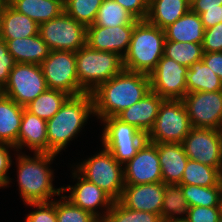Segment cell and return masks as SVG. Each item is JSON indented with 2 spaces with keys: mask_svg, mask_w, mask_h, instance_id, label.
<instances>
[{
  "mask_svg": "<svg viewBox=\"0 0 222 222\" xmlns=\"http://www.w3.org/2000/svg\"><path fill=\"white\" fill-rule=\"evenodd\" d=\"M103 0H64V11L86 27L94 24Z\"/></svg>",
  "mask_w": 222,
  "mask_h": 222,
  "instance_id": "35",
  "label": "cell"
},
{
  "mask_svg": "<svg viewBox=\"0 0 222 222\" xmlns=\"http://www.w3.org/2000/svg\"><path fill=\"white\" fill-rule=\"evenodd\" d=\"M164 100L157 93L149 91L141 100L124 109L116 117L147 135L154 125Z\"/></svg>",
  "mask_w": 222,
  "mask_h": 222,
  "instance_id": "19",
  "label": "cell"
},
{
  "mask_svg": "<svg viewBox=\"0 0 222 222\" xmlns=\"http://www.w3.org/2000/svg\"><path fill=\"white\" fill-rule=\"evenodd\" d=\"M69 97L70 95L63 91L47 89L25 106V109L48 121L59 111Z\"/></svg>",
  "mask_w": 222,
  "mask_h": 222,
  "instance_id": "30",
  "label": "cell"
},
{
  "mask_svg": "<svg viewBox=\"0 0 222 222\" xmlns=\"http://www.w3.org/2000/svg\"><path fill=\"white\" fill-rule=\"evenodd\" d=\"M222 207H189L186 222H218Z\"/></svg>",
  "mask_w": 222,
  "mask_h": 222,
  "instance_id": "39",
  "label": "cell"
},
{
  "mask_svg": "<svg viewBox=\"0 0 222 222\" xmlns=\"http://www.w3.org/2000/svg\"><path fill=\"white\" fill-rule=\"evenodd\" d=\"M120 4L136 20H146L148 3L144 0H114Z\"/></svg>",
  "mask_w": 222,
  "mask_h": 222,
  "instance_id": "42",
  "label": "cell"
},
{
  "mask_svg": "<svg viewBox=\"0 0 222 222\" xmlns=\"http://www.w3.org/2000/svg\"><path fill=\"white\" fill-rule=\"evenodd\" d=\"M124 182L130 185L163 182L157 143L146 140L125 164Z\"/></svg>",
  "mask_w": 222,
  "mask_h": 222,
  "instance_id": "15",
  "label": "cell"
},
{
  "mask_svg": "<svg viewBox=\"0 0 222 222\" xmlns=\"http://www.w3.org/2000/svg\"><path fill=\"white\" fill-rule=\"evenodd\" d=\"M138 21L114 0H103L94 24L89 26L115 27L135 25Z\"/></svg>",
  "mask_w": 222,
  "mask_h": 222,
  "instance_id": "33",
  "label": "cell"
},
{
  "mask_svg": "<svg viewBox=\"0 0 222 222\" xmlns=\"http://www.w3.org/2000/svg\"><path fill=\"white\" fill-rule=\"evenodd\" d=\"M202 61L222 80V52H203Z\"/></svg>",
  "mask_w": 222,
  "mask_h": 222,
  "instance_id": "44",
  "label": "cell"
},
{
  "mask_svg": "<svg viewBox=\"0 0 222 222\" xmlns=\"http://www.w3.org/2000/svg\"><path fill=\"white\" fill-rule=\"evenodd\" d=\"M14 146L17 152L27 146L34 153H48L47 121L24 108L17 143Z\"/></svg>",
  "mask_w": 222,
  "mask_h": 222,
  "instance_id": "20",
  "label": "cell"
},
{
  "mask_svg": "<svg viewBox=\"0 0 222 222\" xmlns=\"http://www.w3.org/2000/svg\"><path fill=\"white\" fill-rule=\"evenodd\" d=\"M186 85L187 93L222 90V80L202 60L189 67Z\"/></svg>",
  "mask_w": 222,
  "mask_h": 222,
  "instance_id": "28",
  "label": "cell"
},
{
  "mask_svg": "<svg viewBox=\"0 0 222 222\" xmlns=\"http://www.w3.org/2000/svg\"><path fill=\"white\" fill-rule=\"evenodd\" d=\"M135 25L115 27L87 26L86 45L91 49L126 54Z\"/></svg>",
  "mask_w": 222,
  "mask_h": 222,
  "instance_id": "17",
  "label": "cell"
},
{
  "mask_svg": "<svg viewBox=\"0 0 222 222\" xmlns=\"http://www.w3.org/2000/svg\"><path fill=\"white\" fill-rule=\"evenodd\" d=\"M207 9H222V0H190V10L200 15Z\"/></svg>",
  "mask_w": 222,
  "mask_h": 222,
  "instance_id": "45",
  "label": "cell"
},
{
  "mask_svg": "<svg viewBox=\"0 0 222 222\" xmlns=\"http://www.w3.org/2000/svg\"><path fill=\"white\" fill-rule=\"evenodd\" d=\"M190 10V0H152L146 20L164 30Z\"/></svg>",
  "mask_w": 222,
  "mask_h": 222,
  "instance_id": "25",
  "label": "cell"
},
{
  "mask_svg": "<svg viewBox=\"0 0 222 222\" xmlns=\"http://www.w3.org/2000/svg\"><path fill=\"white\" fill-rule=\"evenodd\" d=\"M188 69L163 55L149 74L151 91L163 99L182 100L187 94Z\"/></svg>",
  "mask_w": 222,
  "mask_h": 222,
  "instance_id": "13",
  "label": "cell"
},
{
  "mask_svg": "<svg viewBox=\"0 0 222 222\" xmlns=\"http://www.w3.org/2000/svg\"><path fill=\"white\" fill-rule=\"evenodd\" d=\"M182 100L192 127L222 130V90L191 92Z\"/></svg>",
  "mask_w": 222,
  "mask_h": 222,
  "instance_id": "14",
  "label": "cell"
},
{
  "mask_svg": "<svg viewBox=\"0 0 222 222\" xmlns=\"http://www.w3.org/2000/svg\"><path fill=\"white\" fill-rule=\"evenodd\" d=\"M102 134V147L107 148L118 163L124 165L138 152L147 140L146 134L117 117H106Z\"/></svg>",
  "mask_w": 222,
  "mask_h": 222,
  "instance_id": "8",
  "label": "cell"
},
{
  "mask_svg": "<svg viewBox=\"0 0 222 222\" xmlns=\"http://www.w3.org/2000/svg\"><path fill=\"white\" fill-rule=\"evenodd\" d=\"M222 181V173L215 167L188 159L179 184L201 187L217 186Z\"/></svg>",
  "mask_w": 222,
  "mask_h": 222,
  "instance_id": "31",
  "label": "cell"
},
{
  "mask_svg": "<svg viewBox=\"0 0 222 222\" xmlns=\"http://www.w3.org/2000/svg\"><path fill=\"white\" fill-rule=\"evenodd\" d=\"M165 40L164 30L147 20H139L122 58L123 69L149 75L164 55Z\"/></svg>",
  "mask_w": 222,
  "mask_h": 222,
  "instance_id": "4",
  "label": "cell"
},
{
  "mask_svg": "<svg viewBox=\"0 0 222 222\" xmlns=\"http://www.w3.org/2000/svg\"><path fill=\"white\" fill-rule=\"evenodd\" d=\"M76 165V171L86 180L97 185L114 201L122 195L124 182V166L117 162L107 148Z\"/></svg>",
  "mask_w": 222,
  "mask_h": 222,
  "instance_id": "6",
  "label": "cell"
},
{
  "mask_svg": "<svg viewBox=\"0 0 222 222\" xmlns=\"http://www.w3.org/2000/svg\"><path fill=\"white\" fill-rule=\"evenodd\" d=\"M38 33L50 51L76 52L86 45L87 27L65 11L54 19L41 23Z\"/></svg>",
  "mask_w": 222,
  "mask_h": 222,
  "instance_id": "9",
  "label": "cell"
},
{
  "mask_svg": "<svg viewBox=\"0 0 222 222\" xmlns=\"http://www.w3.org/2000/svg\"><path fill=\"white\" fill-rule=\"evenodd\" d=\"M188 203L180 184H164V197L160 218L163 222L185 221L188 217ZM180 215L177 217V215ZM185 216L183 217L182 215ZM182 216V217H181Z\"/></svg>",
  "mask_w": 222,
  "mask_h": 222,
  "instance_id": "29",
  "label": "cell"
},
{
  "mask_svg": "<svg viewBox=\"0 0 222 222\" xmlns=\"http://www.w3.org/2000/svg\"><path fill=\"white\" fill-rule=\"evenodd\" d=\"M39 25L31 18L15 10L9 3L0 18V38L5 42L16 38L37 35Z\"/></svg>",
  "mask_w": 222,
  "mask_h": 222,
  "instance_id": "23",
  "label": "cell"
},
{
  "mask_svg": "<svg viewBox=\"0 0 222 222\" xmlns=\"http://www.w3.org/2000/svg\"><path fill=\"white\" fill-rule=\"evenodd\" d=\"M164 184H179L188 162L182 143H157Z\"/></svg>",
  "mask_w": 222,
  "mask_h": 222,
  "instance_id": "21",
  "label": "cell"
},
{
  "mask_svg": "<svg viewBox=\"0 0 222 222\" xmlns=\"http://www.w3.org/2000/svg\"><path fill=\"white\" fill-rule=\"evenodd\" d=\"M180 186L189 207H222V181L212 187L185 184Z\"/></svg>",
  "mask_w": 222,
  "mask_h": 222,
  "instance_id": "32",
  "label": "cell"
},
{
  "mask_svg": "<svg viewBox=\"0 0 222 222\" xmlns=\"http://www.w3.org/2000/svg\"><path fill=\"white\" fill-rule=\"evenodd\" d=\"M203 52H222V22L205 29Z\"/></svg>",
  "mask_w": 222,
  "mask_h": 222,
  "instance_id": "40",
  "label": "cell"
},
{
  "mask_svg": "<svg viewBox=\"0 0 222 222\" xmlns=\"http://www.w3.org/2000/svg\"><path fill=\"white\" fill-rule=\"evenodd\" d=\"M28 205L36 210L27 215L25 222H57L55 199L50 202L28 203Z\"/></svg>",
  "mask_w": 222,
  "mask_h": 222,
  "instance_id": "38",
  "label": "cell"
},
{
  "mask_svg": "<svg viewBox=\"0 0 222 222\" xmlns=\"http://www.w3.org/2000/svg\"><path fill=\"white\" fill-rule=\"evenodd\" d=\"M204 31L200 15L191 10L164 29L166 40L196 44H202Z\"/></svg>",
  "mask_w": 222,
  "mask_h": 222,
  "instance_id": "24",
  "label": "cell"
},
{
  "mask_svg": "<svg viewBox=\"0 0 222 222\" xmlns=\"http://www.w3.org/2000/svg\"><path fill=\"white\" fill-rule=\"evenodd\" d=\"M182 145L190 160L215 167L222 173V130L192 127Z\"/></svg>",
  "mask_w": 222,
  "mask_h": 222,
  "instance_id": "12",
  "label": "cell"
},
{
  "mask_svg": "<svg viewBox=\"0 0 222 222\" xmlns=\"http://www.w3.org/2000/svg\"><path fill=\"white\" fill-rule=\"evenodd\" d=\"M72 175L78 181L74 186L67 185L68 187H62L63 193L70 192L68 197L64 195L65 198L73 205L92 213L98 219H103L105 214L111 209L114 200L97 185L83 178L76 170L72 172ZM100 207L101 209L103 207L106 212L104 211L101 214L98 211Z\"/></svg>",
  "mask_w": 222,
  "mask_h": 222,
  "instance_id": "16",
  "label": "cell"
},
{
  "mask_svg": "<svg viewBox=\"0 0 222 222\" xmlns=\"http://www.w3.org/2000/svg\"><path fill=\"white\" fill-rule=\"evenodd\" d=\"M96 222H105L103 219H98Z\"/></svg>",
  "mask_w": 222,
  "mask_h": 222,
  "instance_id": "49",
  "label": "cell"
},
{
  "mask_svg": "<svg viewBox=\"0 0 222 222\" xmlns=\"http://www.w3.org/2000/svg\"><path fill=\"white\" fill-rule=\"evenodd\" d=\"M103 220L105 222H163L158 214L135 211L123 206L119 201L113 202Z\"/></svg>",
  "mask_w": 222,
  "mask_h": 222,
  "instance_id": "36",
  "label": "cell"
},
{
  "mask_svg": "<svg viewBox=\"0 0 222 222\" xmlns=\"http://www.w3.org/2000/svg\"><path fill=\"white\" fill-rule=\"evenodd\" d=\"M8 52L16 63L40 65L50 53L46 42L39 33L27 38H16L6 41Z\"/></svg>",
  "mask_w": 222,
  "mask_h": 222,
  "instance_id": "22",
  "label": "cell"
},
{
  "mask_svg": "<svg viewBox=\"0 0 222 222\" xmlns=\"http://www.w3.org/2000/svg\"><path fill=\"white\" fill-rule=\"evenodd\" d=\"M191 128L183 100L165 99L146 137L152 143H182Z\"/></svg>",
  "mask_w": 222,
  "mask_h": 222,
  "instance_id": "7",
  "label": "cell"
},
{
  "mask_svg": "<svg viewBox=\"0 0 222 222\" xmlns=\"http://www.w3.org/2000/svg\"><path fill=\"white\" fill-rule=\"evenodd\" d=\"M16 64L13 56L8 52L6 42L0 38V88L6 85L9 74Z\"/></svg>",
  "mask_w": 222,
  "mask_h": 222,
  "instance_id": "41",
  "label": "cell"
},
{
  "mask_svg": "<svg viewBox=\"0 0 222 222\" xmlns=\"http://www.w3.org/2000/svg\"><path fill=\"white\" fill-rule=\"evenodd\" d=\"M149 91V75L123 69L92 92L94 115L100 120L116 117L124 109L141 100Z\"/></svg>",
  "mask_w": 222,
  "mask_h": 222,
  "instance_id": "1",
  "label": "cell"
},
{
  "mask_svg": "<svg viewBox=\"0 0 222 222\" xmlns=\"http://www.w3.org/2000/svg\"><path fill=\"white\" fill-rule=\"evenodd\" d=\"M75 55L80 94L92 93L101 83L123 70L122 58L113 52L94 50L85 45Z\"/></svg>",
  "mask_w": 222,
  "mask_h": 222,
  "instance_id": "5",
  "label": "cell"
},
{
  "mask_svg": "<svg viewBox=\"0 0 222 222\" xmlns=\"http://www.w3.org/2000/svg\"><path fill=\"white\" fill-rule=\"evenodd\" d=\"M9 4L38 25L64 12V0H9Z\"/></svg>",
  "mask_w": 222,
  "mask_h": 222,
  "instance_id": "26",
  "label": "cell"
},
{
  "mask_svg": "<svg viewBox=\"0 0 222 222\" xmlns=\"http://www.w3.org/2000/svg\"><path fill=\"white\" fill-rule=\"evenodd\" d=\"M164 56L189 68L194 62L202 60V44L165 40Z\"/></svg>",
  "mask_w": 222,
  "mask_h": 222,
  "instance_id": "34",
  "label": "cell"
},
{
  "mask_svg": "<svg viewBox=\"0 0 222 222\" xmlns=\"http://www.w3.org/2000/svg\"><path fill=\"white\" fill-rule=\"evenodd\" d=\"M8 3H9V0H0V18H1L3 11Z\"/></svg>",
  "mask_w": 222,
  "mask_h": 222,
  "instance_id": "47",
  "label": "cell"
},
{
  "mask_svg": "<svg viewBox=\"0 0 222 222\" xmlns=\"http://www.w3.org/2000/svg\"><path fill=\"white\" fill-rule=\"evenodd\" d=\"M218 222H222V213L220 214V216L218 218Z\"/></svg>",
  "mask_w": 222,
  "mask_h": 222,
  "instance_id": "48",
  "label": "cell"
},
{
  "mask_svg": "<svg viewBox=\"0 0 222 222\" xmlns=\"http://www.w3.org/2000/svg\"><path fill=\"white\" fill-rule=\"evenodd\" d=\"M91 114L94 116L92 93L70 96L47 121L48 153L57 155L66 148L70 140L82 130Z\"/></svg>",
  "mask_w": 222,
  "mask_h": 222,
  "instance_id": "2",
  "label": "cell"
},
{
  "mask_svg": "<svg viewBox=\"0 0 222 222\" xmlns=\"http://www.w3.org/2000/svg\"><path fill=\"white\" fill-rule=\"evenodd\" d=\"M47 89L40 65L16 63L2 89V94L25 107Z\"/></svg>",
  "mask_w": 222,
  "mask_h": 222,
  "instance_id": "10",
  "label": "cell"
},
{
  "mask_svg": "<svg viewBox=\"0 0 222 222\" xmlns=\"http://www.w3.org/2000/svg\"><path fill=\"white\" fill-rule=\"evenodd\" d=\"M163 197V182L140 185L125 184L122 195L118 201L129 209L160 215Z\"/></svg>",
  "mask_w": 222,
  "mask_h": 222,
  "instance_id": "18",
  "label": "cell"
},
{
  "mask_svg": "<svg viewBox=\"0 0 222 222\" xmlns=\"http://www.w3.org/2000/svg\"><path fill=\"white\" fill-rule=\"evenodd\" d=\"M9 148L16 150L15 146L0 142V184L3 187L8 186L11 182L9 181L11 178L7 176V172L12 165L11 155L8 151Z\"/></svg>",
  "mask_w": 222,
  "mask_h": 222,
  "instance_id": "43",
  "label": "cell"
},
{
  "mask_svg": "<svg viewBox=\"0 0 222 222\" xmlns=\"http://www.w3.org/2000/svg\"><path fill=\"white\" fill-rule=\"evenodd\" d=\"M24 108L3 94L0 96V142L13 146L17 143Z\"/></svg>",
  "mask_w": 222,
  "mask_h": 222,
  "instance_id": "27",
  "label": "cell"
},
{
  "mask_svg": "<svg viewBox=\"0 0 222 222\" xmlns=\"http://www.w3.org/2000/svg\"><path fill=\"white\" fill-rule=\"evenodd\" d=\"M204 29L210 28L222 22V9H207L200 14Z\"/></svg>",
  "mask_w": 222,
  "mask_h": 222,
  "instance_id": "46",
  "label": "cell"
},
{
  "mask_svg": "<svg viewBox=\"0 0 222 222\" xmlns=\"http://www.w3.org/2000/svg\"><path fill=\"white\" fill-rule=\"evenodd\" d=\"M145 2H147L148 4L152 1V0H144Z\"/></svg>",
  "mask_w": 222,
  "mask_h": 222,
  "instance_id": "50",
  "label": "cell"
},
{
  "mask_svg": "<svg viewBox=\"0 0 222 222\" xmlns=\"http://www.w3.org/2000/svg\"><path fill=\"white\" fill-rule=\"evenodd\" d=\"M40 66L48 89L63 91L70 96L80 95L75 52L50 51Z\"/></svg>",
  "mask_w": 222,
  "mask_h": 222,
  "instance_id": "11",
  "label": "cell"
},
{
  "mask_svg": "<svg viewBox=\"0 0 222 222\" xmlns=\"http://www.w3.org/2000/svg\"><path fill=\"white\" fill-rule=\"evenodd\" d=\"M56 154L34 153L33 157L19 153L17 158V181L20 196L25 204L50 202L54 195H61L62 187L53 186V170L50 163ZM49 166V167H48Z\"/></svg>",
  "mask_w": 222,
  "mask_h": 222,
  "instance_id": "3",
  "label": "cell"
},
{
  "mask_svg": "<svg viewBox=\"0 0 222 222\" xmlns=\"http://www.w3.org/2000/svg\"><path fill=\"white\" fill-rule=\"evenodd\" d=\"M56 200L57 222H96L98 220L92 213L73 205L62 195Z\"/></svg>",
  "mask_w": 222,
  "mask_h": 222,
  "instance_id": "37",
  "label": "cell"
}]
</instances>
